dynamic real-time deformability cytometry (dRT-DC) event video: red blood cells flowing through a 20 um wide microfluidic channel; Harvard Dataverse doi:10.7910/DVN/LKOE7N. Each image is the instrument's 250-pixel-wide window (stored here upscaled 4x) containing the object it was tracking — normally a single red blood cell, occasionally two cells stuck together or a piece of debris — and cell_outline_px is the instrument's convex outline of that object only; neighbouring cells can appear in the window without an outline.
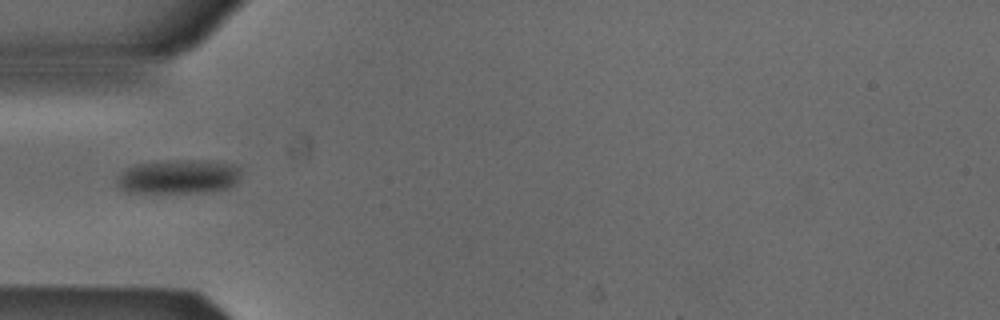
{"species": "Egyptian fruit bat (a non-hibernating species)", "species_latin": "Rousettus aegyptiacus", "temperature_condition": "cold", "stored_images_in_passage": 1, "camera_frame_rate_fps": 3000, "um_per_image_px": 0.085, "animal": {"sex": "male"}, "frame": {"image": 1, "passage_image": 1, "time_ms": 0.0, "image_size_px": [1000, 320], "cell_outline_px": [[240, 176], [236, 184], [228, 188], [204, 192], [124, 192], [116, 184], [116, 176], [128, 168], [136, 164], [176, 160], [208, 160], [232, 164], [240, 168]], "centroid_in_image_um": [15.18, 15.02], "position_along_channel_um": 69.8, "area_um2": 24.74}}